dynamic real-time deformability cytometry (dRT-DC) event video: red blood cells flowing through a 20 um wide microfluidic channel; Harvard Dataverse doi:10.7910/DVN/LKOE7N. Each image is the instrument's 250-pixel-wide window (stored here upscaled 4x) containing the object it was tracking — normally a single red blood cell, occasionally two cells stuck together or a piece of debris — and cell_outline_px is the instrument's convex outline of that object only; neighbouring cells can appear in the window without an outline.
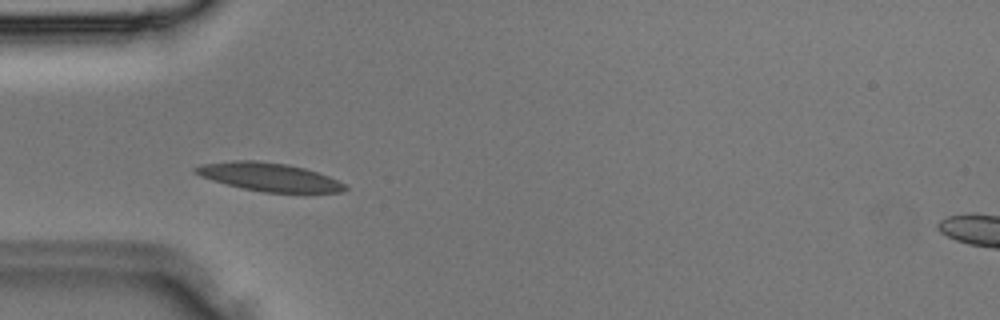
{"species": "Egyptian fruit bat (a non-hibernating species)", "species_latin": "Rousettus aegyptiacus", "temperature_condition": "room temperature", "stored_images_in_passage": 33, "camera_frame_rate_fps": 3000, "um_per_image_px": 0.085, "animal": {"sex": "male"}, "frame": {"image": 1, "passage_image": 8, "time_ms": 2.333, "image_size_px": [1000, 320], "cell_outline_px": [[348, 188], [344, 192], [264, 192], [244, 188], [212, 180], [200, 176], [192, 172], [192, 168], [200, 164], [232, 160], [256, 160], [288, 164], [304, 168], [328, 176], [344, 184]], "centroid_in_image_um": [22.81, 15.02], "position_along_channel_um": 62.2, "area_um2": 24.51}}
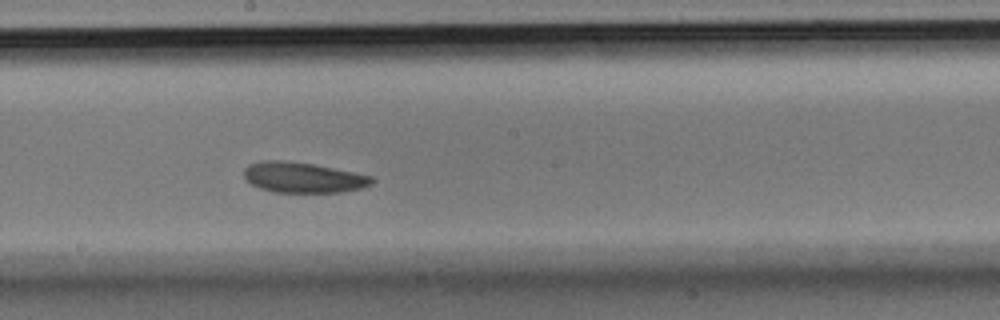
{"frame": {"image": 2, "passage_image": 17, "time_ms": 5.333, "image_size_px": [1000, 320], "cell_outline_px": [[376, 180], [372, 184], [360, 188], [344, 192], [272, 192], [260, 188], [252, 184], [244, 176], [244, 168], [248, 164], [264, 160], [280, 160], [312, 164], [372, 176]], "centroid_in_image_um": [25.75, 15.09], "position_along_channel_um": 222.4, "area_um2": 22.54}}
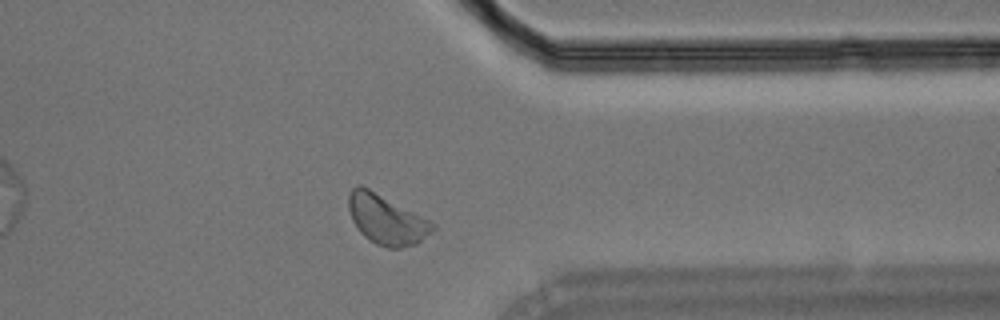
{"frame": {"image": 3, "passage_image": 26, "time_ms": 8.333, "image_size_px": [1000, 320], "cell_outline_px": [[436, 228], [416, 244], [400, 248], [388, 248], [376, 244], [364, 236], [360, 232], [352, 220], [348, 208], [348, 192], [356, 184], [360, 184], [368, 188], [436, 224]], "centroid_in_image_um": [32.81, 18.66], "position_along_channel_um": 378.6, "area_um2": 24.04}}